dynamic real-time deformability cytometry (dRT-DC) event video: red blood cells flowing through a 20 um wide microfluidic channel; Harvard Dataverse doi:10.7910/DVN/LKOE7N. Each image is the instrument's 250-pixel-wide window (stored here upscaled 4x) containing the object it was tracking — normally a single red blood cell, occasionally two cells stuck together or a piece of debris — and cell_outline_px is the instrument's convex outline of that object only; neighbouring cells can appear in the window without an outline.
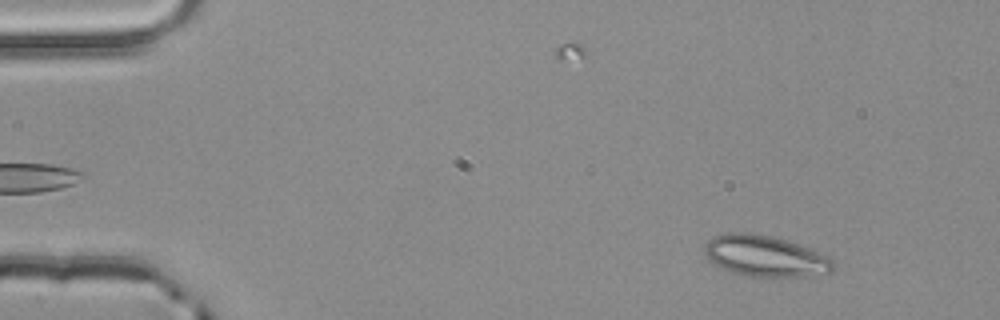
{"species": "common noctule bat (a hibernating species)", "species_latin": "Nyctalus noctula", "temperature_condition": "room temperature", "stored_images_in_passage": 3, "camera_frame_rate_fps": 3000, "um_per_image_px": 0.085, "animal": {"sex": "male", "body_mass_g": 20.4}, "frame": {"image": 1, "passage_image": 2, "time_ms": 0.333, "image_size_px": [1000, 320], "cell_outline_px": [[836, 268], [832, 272], [804, 276], [748, 276], [732, 272], [720, 268], [708, 260], [704, 252], [704, 244], [708, 240], [716, 236], [728, 232], [748, 232], [772, 236], [796, 244], [816, 252], [832, 260], [836, 264]], "centroid_in_image_um": [64.98, 21.76], "position_along_channel_um": 20.0, "area_um2": 30.52}}